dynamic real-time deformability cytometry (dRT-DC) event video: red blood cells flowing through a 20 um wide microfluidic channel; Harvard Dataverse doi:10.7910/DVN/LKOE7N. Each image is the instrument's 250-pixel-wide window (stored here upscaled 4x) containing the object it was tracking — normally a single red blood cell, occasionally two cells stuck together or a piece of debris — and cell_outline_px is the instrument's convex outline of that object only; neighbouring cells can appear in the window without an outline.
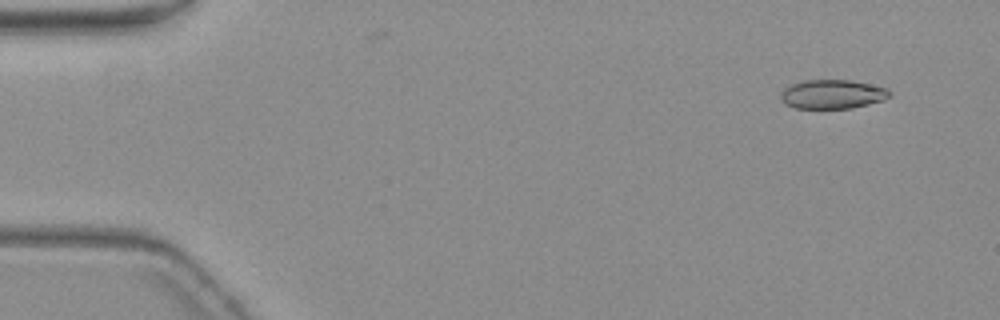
{"species": "common noctule bat (a hibernating species)", "species_latin": "Nyctalus noctula", "temperature_condition": "warm", "stored_images_in_passage": 5, "camera_frame_rate_fps": 3000, "um_per_image_px": 0.085, "animal": {"sex": "female", "body_mass_g": 19.3, "forearm_length_mm": 54.1}, "frame": {"image": 1, "passage_image": 1, "time_ms": 0.0, "image_size_px": [1000, 320], "cell_outline_px": [[892, 96], [884, 100], [852, 108], [796, 108], [784, 104], [780, 100], [780, 92], [784, 88], [800, 80], [852, 80], [888, 88], [892, 92]], "centroid_in_image_um": [70.76, 8.0], "position_along_channel_um": 14.2, "area_um2": 18.73}}